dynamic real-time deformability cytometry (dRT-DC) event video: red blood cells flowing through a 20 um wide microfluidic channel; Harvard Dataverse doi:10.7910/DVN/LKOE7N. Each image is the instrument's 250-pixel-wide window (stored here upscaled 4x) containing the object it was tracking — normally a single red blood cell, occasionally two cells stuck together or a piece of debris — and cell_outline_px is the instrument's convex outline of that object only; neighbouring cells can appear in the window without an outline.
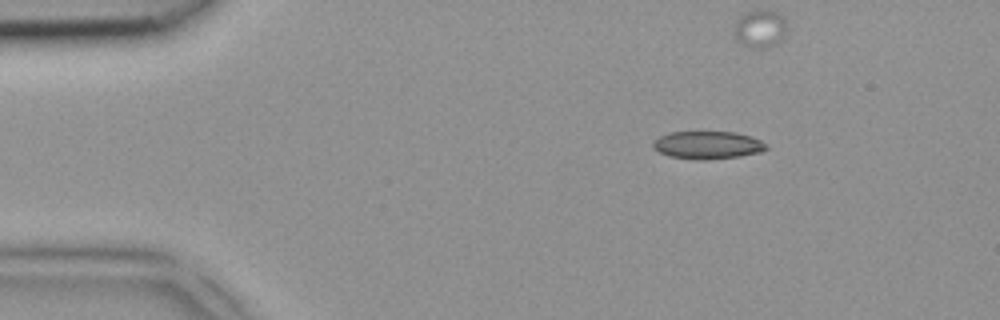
{"species": "common noctule bat (a hibernating species)", "species_latin": "Nyctalus noctula", "temperature_condition": "room temperature", "stored_images_in_passage": 4, "segment_of_instrument_passage": [1, 2], "camera_frame_rate_fps": 3000, "um_per_image_px": 0.085, "animal": {"sex": "female", "body_mass_g": 18.4}, "frame": {"image": 1, "passage_image": 1, "time_ms": 0.0, "image_size_px": [1000, 320], "cell_outline_px": [[768, 148], [760, 152], [740, 156], [708, 160], [700, 160], [668, 156], [652, 148], [652, 140], [668, 132], [736, 132], [752, 136], [768, 144]], "centroid_in_image_um": [60.14, 12.33], "position_along_channel_um": 24.9, "area_um2": 18.55}}